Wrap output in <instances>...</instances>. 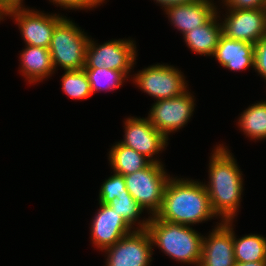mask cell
<instances>
[{
    "instance_id": "obj_7",
    "label": "cell",
    "mask_w": 266,
    "mask_h": 266,
    "mask_svg": "<svg viewBox=\"0 0 266 266\" xmlns=\"http://www.w3.org/2000/svg\"><path fill=\"white\" fill-rule=\"evenodd\" d=\"M136 48V41L131 37L130 39L108 40L103 44H98L94 39L89 38L84 68L105 67L122 71L128 77L136 65L138 56Z\"/></svg>"
},
{
    "instance_id": "obj_14",
    "label": "cell",
    "mask_w": 266,
    "mask_h": 266,
    "mask_svg": "<svg viewBox=\"0 0 266 266\" xmlns=\"http://www.w3.org/2000/svg\"><path fill=\"white\" fill-rule=\"evenodd\" d=\"M90 227L92 244L101 252L133 231L117 212L101 203Z\"/></svg>"
},
{
    "instance_id": "obj_31",
    "label": "cell",
    "mask_w": 266,
    "mask_h": 266,
    "mask_svg": "<svg viewBox=\"0 0 266 266\" xmlns=\"http://www.w3.org/2000/svg\"><path fill=\"white\" fill-rule=\"evenodd\" d=\"M235 266H266V261L236 262Z\"/></svg>"
},
{
    "instance_id": "obj_24",
    "label": "cell",
    "mask_w": 266,
    "mask_h": 266,
    "mask_svg": "<svg viewBox=\"0 0 266 266\" xmlns=\"http://www.w3.org/2000/svg\"><path fill=\"white\" fill-rule=\"evenodd\" d=\"M61 80V89L70 99L83 100L93 95L84 69L64 71Z\"/></svg>"
},
{
    "instance_id": "obj_26",
    "label": "cell",
    "mask_w": 266,
    "mask_h": 266,
    "mask_svg": "<svg viewBox=\"0 0 266 266\" xmlns=\"http://www.w3.org/2000/svg\"><path fill=\"white\" fill-rule=\"evenodd\" d=\"M57 7L63 8V10H92L101 4L105 3V0H49Z\"/></svg>"
},
{
    "instance_id": "obj_29",
    "label": "cell",
    "mask_w": 266,
    "mask_h": 266,
    "mask_svg": "<svg viewBox=\"0 0 266 266\" xmlns=\"http://www.w3.org/2000/svg\"><path fill=\"white\" fill-rule=\"evenodd\" d=\"M155 1L158 5L160 4L159 6H162L163 10H165L173 6L189 4L199 0H154V2Z\"/></svg>"
},
{
    "instance_id": "obj_21",
    "label": "cell",
    "mask_w": 266,
    "mask_h": 266,
    "mask_svg": "<svg viewBox=\"0 0 266 266\" xmlns=\"http://www.w3.org/2000/svg\"><path fill=\"white\" fill-rule=\"evenodd\" d=\"M233 244L236 262L266 261V237L248 234L237 238L233 228Z\"/></svg>"
},
{
    "instance_id": "obj_2",
    "label": "cell",
    "mask_w": 266,
    "mask_h": 266,
    "mask_svg": "<svg viewBox=\"0 0 266 266\" xmlns=\"http://www.w3.org/2000/svg\"><path fill=\"white\" fill-rule=\"evenodd\" d=\"M155 217L188 226L218 218L212 210L203 181L177 176L169 179L161 208Z\"/></svg>"
},
{
    "instance_id": "obj_18",
    "label": "cell",
    "mask_w": 266,
    "mask_h": 266,
    "mask_svg": "<svg viewBox=\"0 0 266 266\" xmlns=\"http://www.w3.org/2000/svg\"><path fill=\"white\" fill-rule=\"evenodd\" d=\"M219 9L217 8V12L205 24L183 35L186 46L192 52L206 57L213 56L222 35L221 11Z\"/></svg>"
},
{
    "instance_id": "obj_6",
    "label": "cell",
    "mask_w": 266,
    "mask_h": 266,
    "mask_svg": "<svg viewBox=\"0 0 266 266\" xmlns=\"http://www.w3.org/2000/svg\"><path fill=\"white\" fill-rule=\"evenodd\" d=\"M183 74L173 65L157 63L137 71L131 79L142 92L159 101L181 96L188 90Z\"/></svg>"
},
{
    "instance_id": "obj_11",
    "label": "cell",
    "mask_w": 266,
    "mask_h": 266,
    "mask_svg": "<svg viewBox=\"0 0 266 266\" xmlns=\"http://www.w3.org/2000/svg\"><path fill=\"white\" fill-rule=\"evenodd\" d=\"M124 129V138L119 143L134 149L153 163H163L155 156L165 151L168 139L154 128L147 117H127L124 121Z\"/></svg>"
},
{
    "instance_id": "obj_22",
    "label": "cell",
    "mask_w": 266,
    "mask_h": 266,
    "mask_svg": "<svg viewBox=\"0 0 266 266\" xmlns=\"http://www.w3.org/2000/svg\"><path fill=\"white\" fill-rule=\"evenodd\" d=\"M88 76L92 94L101 91H114L123 86L127 77L122 71H115L105 67L83 68Z\"/></svg>"
},
{
    "instance_id": "obj_5",
    "label": "cell",
    "mask_w": 266,
    "mask_h": 266,
    "mask_svg": "<svg viewBox=\"0 0 266 266\" xmlns=\"http://www.w3.org/2000/svg\"><path fill=\"white\" fill-rule=\"evenodd\" d=\"M164 165L151 162L146 168L124 176L130 195L150 216L160 210L165 187L171 178Z\"/></svg>"
},
{
    "instance_id": "obj_25",
    "label": "cell",
    "mask_w": 266,
    "mask_h": 266,
    "mask_svg": "<svg viewBox=\"0 0 266 266\" xmlns=\"http://www.w3.org/2000/svg\"><path fill=\"white\" fill-rule=\"evenodd\" d=\"M120 196L131 195L126 188L124 176L113 172V175L109 176L101 184L97 200L101 204L108 205L113 198Z\"/></svg>"
},
{
    "instance_id": "obj_30",
    "label": "cell",
    "mask_w": 266,
    "mask_h": 266,
    "mask_svg": "<svg viewBox=\"0 0 266 266\" xmlns=\"http://www.w3.org/2000/svg\"><path fill=\"white\" fill-rule=\"evenodd\" d=\"M0 3L8 10L11 8L25 6L23 0H0Z\"/></svg>"
},
{
    "instance_id": "obj_28",
    "label": "cell",
    "mask_w": 266,
    "mask_h": 266,
    "mask_svg": "<svg viewBox=\"0 0 266 266\" xmlns=\"http://www.w3.org/2000/svg\"><path fill=\"white\" fill-rule=\"evenodd\" d=\"M223 9H259L266 8V0H221ZM225 6V7H224Z\"/></svg>"
},
{
    "instance_id": "obj_1",
    "label": "cell",
    "mask_w": 266,
    "mask_h": 266,
    "mask_svg": "<svg viewBox=\"0 0 266 266\" xmlns=\"http://www.w3.org/2000/svg\"><path fill=\"white\" fill-rule=\"evenodd\" d=\"M209 158V181L204 186L212 210L220 221H234L244 190L242 171L224 143L216 145Z\"/></svg>"
},
{
    "instance_id": "obj_16",
    "label": "cell",
    "mask_w": 266,
    "mask_h": 266,
    "mask_svg": "<svg viewBox=\"0 0 266 266\" xmlns=\"http://www.w3.org/2000/svg\"><path fill=\"white\" fill-rule=\"evenodd\" d=\"M225 69L239 72L254 68V45L221 35L213 56Z\"/></svg>"
},
{
    "instance_id": "obj_4",
    "label": "cell",
    "mask_w": 266,
    "mask_h": 266,
    "mask_svg": "<svg viewBox=\"0 0 266 266\" xmlns=\"http://www.w3.org/2000/svg\"><path fill=\"white\" fill-rule=\"evenodd\" d=\"M91 36L73 20L64 17L56 26L49 51L54 71L80 70L85 66L86 48Z\"/></svg>"
},
{
    "instance_id": "obj_8",
    "label": "cell",
    "mask_w": 266,
    "mask_h": 266,
    "mask_svg": "<svg viewBox=\"0 0 266 266\" xmlns=\"http://www.w3.org/2000/svg\"><path fill=\"white\" fill-rule=\"evenodd\" d=\"M195 105V98L188 89L181 96L154 101L147 118L169 140L171 133L185 127L190 121Z\"/></svg>"
},
{
    "instance_id": "obj_9",
    "label": "cell",
    "mask_w": 266,
    "mask_h": 266,
    "mask_svg": "<svg viewBox=\"0 0 266 266\" xmlns=\"http://www.w3.org/2000/svg\"><path fill=\"white\" fill-rule=\"evenodd\" d=\"M8 16L18 25L25 45L45 48L50 47L55 26L65 17L25 6L9 9Z\"/></svg>"
},
{
    "instance_id": "obj_27",
    "label": "cell",
    "mask_w": 266,
    "mask_h": 266,
    "mask_svg": "<svg viewBox=\"0 0 266 266\" xmlns=\"http://www.w3.org/2000/svg\"><path fill=\"white\" fill-rule=\"evenodd\" d=\"M266 81V36L254 45V68Z\"/></svg>"
},
{
    "instance_id": "obj_12",
    "label": "cell",
    "mask_w": 266,
    "mask_h": 266,
    "mask_svg": "<svg viewBox=\"0 0 266 266\" xmlns=\"http://www.w3.org/2000/svg\"><path fill=\"white\" fill-rule=\"evenodd\" d=\"M226 10L220 20L222 34L227 38L255 45L266 36V8Z\"/></svg>"
},
{
    "instance_id": "obj_32",
    "label": "cell",
    "mask_w": 266,
    "mask_h": 266,
    "mask_svg": "<svg viewBox=\"0 0 266 266\" xmlns=\"http://www.w3.org/2000/svg\"><path fill=\"white\" fill-rule=\"evenodd\" d=\"M5 17H8V9L0 3V21H4Z\"/></svg>"
},
{
    "instance_id": "obj_23",
    "label": "cell",
    "mask_w": 266,
    "mask_h": 266,
    "mask_svg": "<svg viewBox=\"0 0 266 266\" xmlns=\"http://www.w3.org/2000/svg\"><path fill=\"white\" fill-rule=\"evenodd\" d=\"M108 206L117 212L133 230L147 229L150 216L146 219H139L144 209L132 196L115 197Z\"/></svg>"
},
{
    "instance_id": "obj_17",
    "label": "cell",
    "mask_w": 266,
    "mask_h": 266,
    "mask_svg": "<svg viewBox=\"0 0 266 266\" xmlns=\"http://www.w3.org/2000/svg\"><path fill=\"white\" fill-rule=\"evenodd\" d=\"M19 59L20 72L29 84L43 82L55 73L49 48L25 45Z\"/></svg>"
},
{
    "instance_id": "obj_3",
    "label": "cell",
    "mask_w": 266,
    "mask_h": 266,
    "mask_svg": "<svg viewBox=\"0 0 266 266\" xmlns=\"http://www.w3.org/2000/svg\"><path fill=\"white\" fill-rule=\"evenodd\" d=\"M153 248L158 247L178 263L199 266L203 236L191 226L176 224L150 216L147 225Z\"/></svg>"
},
{
    "instance_id": "obj_10",
    "label": "cell",
    "mask_w": 266,
    "mask_h": 266,
    "mask_svg": "<svg viewBox=\"0 0 266 266\" xmlns=\"http://www.w3.org/2000/svg\"><path fill=\"white\" fill-rule=\"evenodd\" d=\"M152 239L147 229L133 230L102 252L105 266H150L153 255Z\"/></svg>"
},
{
    "instance_id": "obj_15",
    "label": "cell",
    "mask_w": 266,
    "mask_h": 266,
    "mask_svg": "<svg viewBox=\"0 0 266 266\" xmlns=\"http://www.w3.org/2000/svg\"><path fill=\"white\" fill-rule=\"evenodd\" d=\"M214 0H199L165 9L170 23L182 35L205 24L216 12Z\"/></svg>"
},
{
    "instance_id": "obj_13",
    "label": "cell",
    "mask_w": 266,
    "mask_h": 266,
    "mask_svg": "<svg viewBox=\"0 0 266 266\" xmlns=\"http://www.w3.org/2000/svg\"><path fill=\"white\" fill-rule=\"evenodd\" d=\"M233 222H216L212 231L203 236L199 266H235Z\"/></svg>"
},
{
    "instance_id": "obj_20",
    "label": "cell",
    "mask_w": 266,
    "mask_h": 266,
    "mask_svg": "<svg viewBox=\"0 0 266 266\" xmlns=\"http://www.w3.org/2000/svg\"><path fill=\"white\" fill-rule=\"evenodd\" d=\"M238 128L250 140H266V101L249 105L238 117Z\"/></svg>"
},
{
    "instance_id": "obj_19",
    "label": "cell",
    "mask_w": 266,
    "mask_h": 266,
    "mask_svg": "<svg viewBox=\"0 0 266 266\" xmlns=\"http://www.w3.org/2000/svg\"><path fill=\"white\" fill-rule=\"evenodd\" d=\"M108 160L113 172L123 176L142 170L151 163L144 155L119 142L110 148Z\"/></svg>"
}]
</instances>
